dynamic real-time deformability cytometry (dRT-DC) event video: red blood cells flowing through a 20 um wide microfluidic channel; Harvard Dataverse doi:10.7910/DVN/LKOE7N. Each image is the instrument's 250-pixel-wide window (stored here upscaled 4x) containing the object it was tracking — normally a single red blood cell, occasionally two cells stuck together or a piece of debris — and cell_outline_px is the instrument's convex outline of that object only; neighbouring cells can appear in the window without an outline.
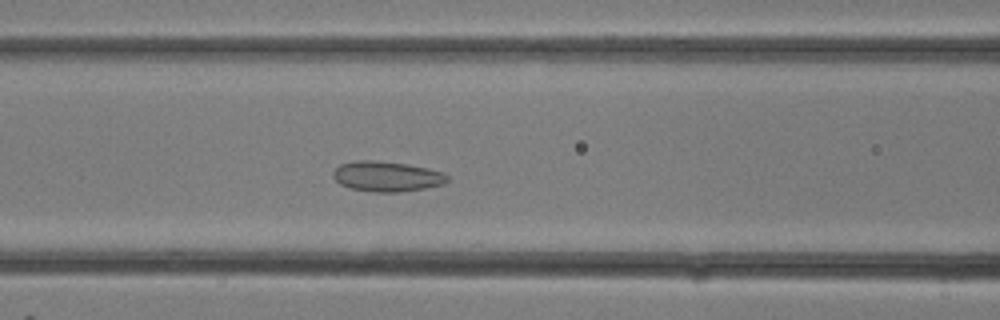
{"species": "common noctule bat (a hibernating species)", "species_latin": "Nyctalus noctula", "temperature_condition": "room temperature", "stored_images_in_passage": 8, "camera_frame_rate_fps": 3000, "um_per_image_px": 0.085, "animal": {"sex": "female"}, "frame": {"image": 1, "passage_image": 6, "time_ms": 1.667, "image_size_px": [1000, 320], "cell_outline_px": [[448, 180], [444, 184], [424, 188], [396, 192], [372, 192], [352, 188], [340, 184], [332, 176], [332, 172], [340, 164], [356, 160], [376, 160], [408, 164], [428, 168], [444, 172], [448, 176]], "centroid_in_image_um": [32.88, 14.98], "position_along_channel_um": 133.7, "area_um2": 20.17}}
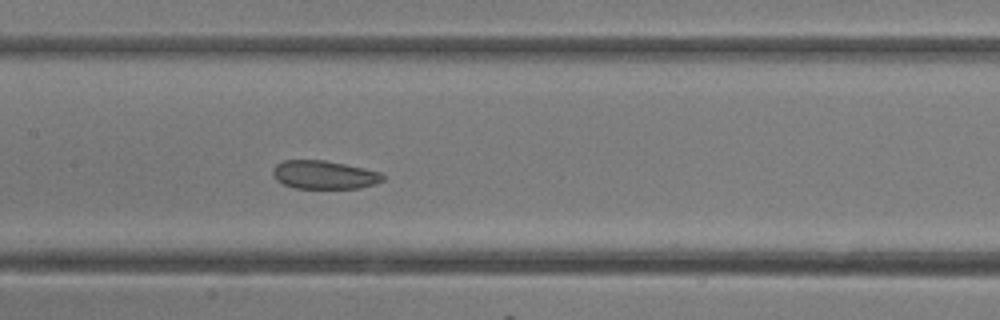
{"frame": {"image": 2, "passage_image": 8, "time_ms": 2.333, "image_size_px": [1000, 320], "cell_outline_px": [[384, 180], [376, 184], [360, 188], [296, 188], [284, 184], [276, 180], [272, 172], [272, 168], [276, 164], [284, 160], [324, 160], [364, 168], [380, 172], [384, 176]], "centroid_in_image_um": [27.55, 14.86], "position_along_channel_um": 179.8, "area_um2": 18.21}}